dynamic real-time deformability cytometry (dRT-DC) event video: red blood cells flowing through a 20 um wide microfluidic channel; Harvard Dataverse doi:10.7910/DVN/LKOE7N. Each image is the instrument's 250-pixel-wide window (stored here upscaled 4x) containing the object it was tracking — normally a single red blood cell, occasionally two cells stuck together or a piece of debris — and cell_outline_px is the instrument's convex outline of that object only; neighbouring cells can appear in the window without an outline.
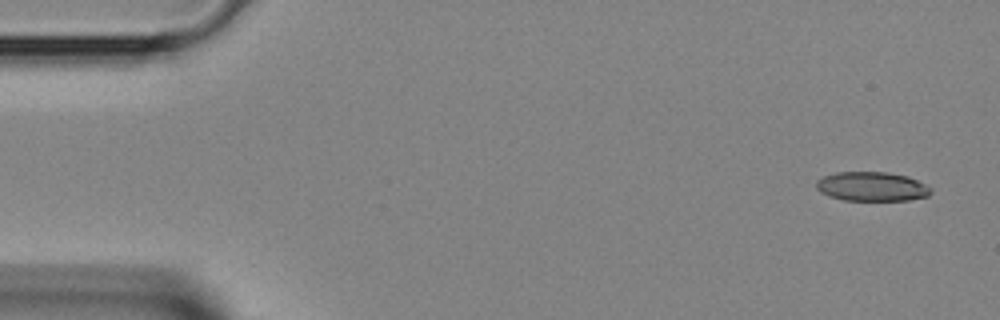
{"species": "Egyptian fruit bat (a non-hibernating species)", "species_latin": "Rousettus aegyptiacus", "temperature_condition": "room temperature", "stored_images_in_passage": 4, "camera_frame_rate_fps": 3000, "um_per_image_px": 0.085, "animal": {"sex": "female"}, "frame": {"image": 1, "passage_image": 1, "time_ms": 0.0, "image_size_px": [1000, 320], "cell_outline_px": [[932, 192], [928, 196], [908, 200], [844, 200], [828, 196], [820, 192], [816, 188], [816, 180], [824, 176], [836, 172], [888, 172], [908, 176], [932, 188]], "centroid_in_image_um": [74.09, 15.85], "position_along_channel_um": 10.9, "area_um2": 19.59}}
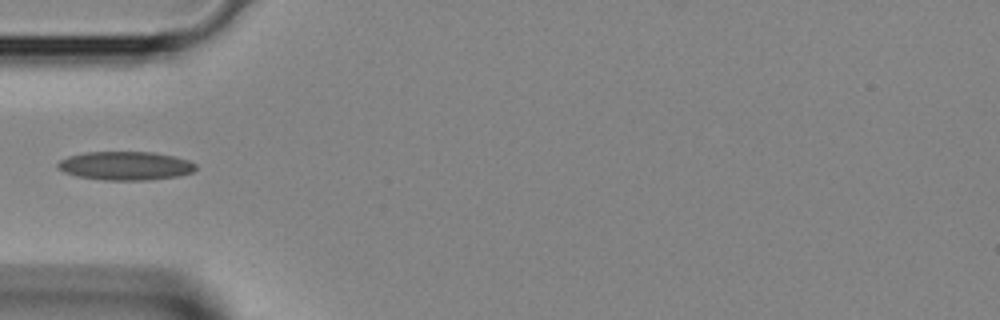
{"frame": {"image": 2, "passage_image": 4, "time_ms": 1.0, "image_size_px": [1000, 320], "cell_outline_px": [[196, 168], [192, 172], [176, 176], [148, 180], [104, 180], [76, 176], [64, 172], [56, 168], [56, 164], [60, 160], [68, 156], [84, 152], [152, 152], [176, 156], [188, 160], [196, 164]], "centroid_in_image_um": [10.63, 14.09], "position_along_channel_um": 74.4, "area_um2": 23.12}}